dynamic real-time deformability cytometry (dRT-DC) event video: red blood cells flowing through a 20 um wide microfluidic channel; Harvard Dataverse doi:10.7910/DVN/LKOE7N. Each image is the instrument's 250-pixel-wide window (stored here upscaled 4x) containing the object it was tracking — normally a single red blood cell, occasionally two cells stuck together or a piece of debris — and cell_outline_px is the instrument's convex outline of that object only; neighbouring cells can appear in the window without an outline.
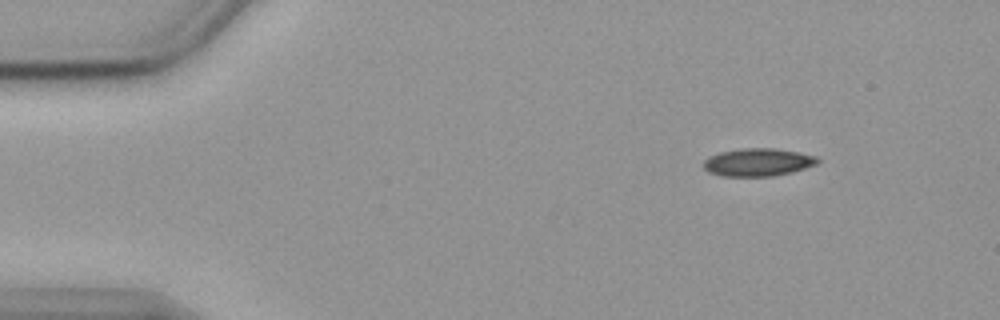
{"species": "common noctule bat (a hibernating species)", "species_latin": "Nyctalus noctula", "temperature_condition": "cold", "stored_images_in_passage": 50, "camera_frame_rate_fps": 3000, "um_per_image_px": 0.085, "animal": {"sex": "female", "body_mass_g": 19.9}, "frame": {"image": 1, "passage_image": 1, "time_ms": 0.0, "image_size_px": [1000, 320], "cell_outline_px": [[820, 160], [816, 164], [792, 172], [776, 176], [720, 176], [708, 172], [704, 168], [704, 160], [720, 152], [744, 148], [772, 148], [800, 152], [816, 156]], "centroid_in_image_um": [64.44, 13.79], "position_along_channel_um": 20.6, "area_um2": 18.44}}
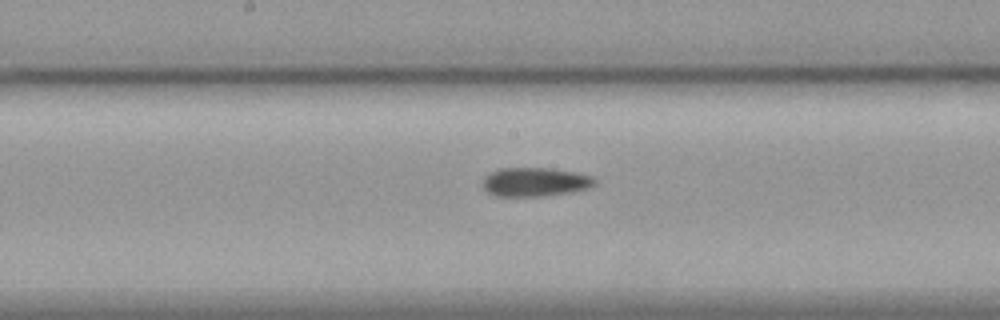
{"frame": {"image": 2, "passage_image": 23, "time_ms": 7.333, "image_size_px": [1000, 320], "cell_outline_px": [[596, 184], [592, 188], [572, 192], [544, 196], [496, 196], [488, 192], [484, 188], [484, 176], [500, 168], [548, 168], [576, 172], [592, 176], [596, 180]], "centroid_in_image_um": [45.54, 15.47], "position_along_channel_um": 202.7, "area_um2": 18.96}}
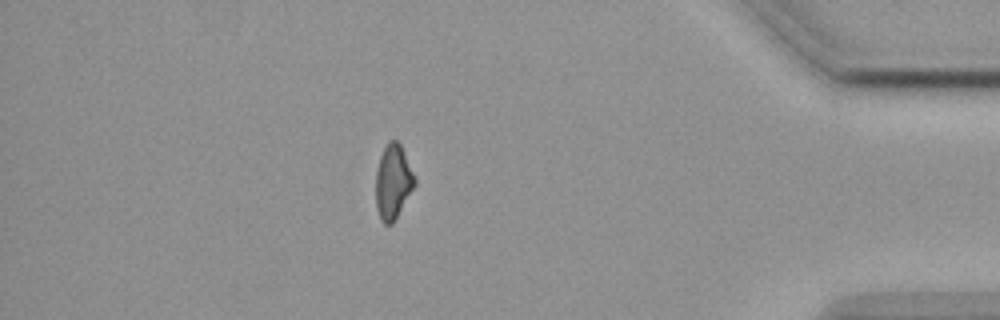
{"frame": {"image": 3, "passage_image": 43, "time_ms": 14.0, "image_size_px": [1000, 320], "cell_outline_px": [[416, 184], [392, 224], [384, 224], [380, 220], [376, 208], [376, 172], [380, 156], [388, 140], [396, 140], [400, 144], [416, 180]], "centroid_in_image_um": [33.39, 15.47], "position_along_channel_um": 401.8, "area_um2": 16.7}, "authors_computed_cell_mechanics": {"area_um2": 18.3515, "velocity_mm_per_s": 3.5997, "shape_relaxation_time_tau1_ms": 6.8977, "shape_relaxation_time_tau2_ms": 5.5758, "deformation_change_tau1": 0.1619, "deformation_change_tau2": 0.1472}}